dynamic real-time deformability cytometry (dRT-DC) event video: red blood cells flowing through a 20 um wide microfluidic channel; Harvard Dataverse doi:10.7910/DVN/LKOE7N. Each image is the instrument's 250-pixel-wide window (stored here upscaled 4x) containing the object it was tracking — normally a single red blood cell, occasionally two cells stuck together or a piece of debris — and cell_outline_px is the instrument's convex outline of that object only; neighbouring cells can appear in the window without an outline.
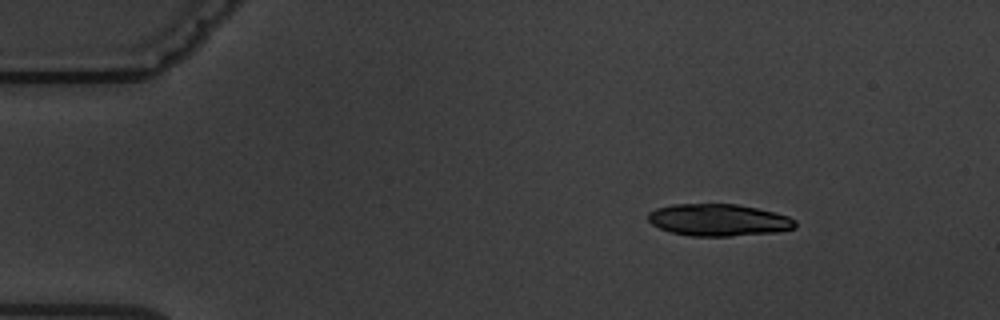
{"species": "common noctule bat (a hibernating species)", "species_latin": "Nyctalus noctula", "temperature_condition": "warm", "stored_images_in_passage": 7, "segment_of_instrument_passage": [1, 2], "camera_frame_rate_fps": 3000, "um_per_image_px": 0.085, "animal": {"sex": "male", "body_mass_g": 19.5, "forearm_length_mm": 54.6}, "frame": {"image": 1, "passage_image": 2, "time_ms": 1.0, "image_size_px": [1000, 320], "cell_outline_px": [[796, 228], [776, 232], [728, 236], [692, 236], [672, 232], [660, 228], [652, 224], [648, 220], [648, 212], [656, 208], [672, 204], [736, 204], [756, 208], [788, 216], [796, 220]], "centroid_in_image_um": [61.07, 18.7], "position_along_channel_um": 23.9, "area_um2": 27.34}}